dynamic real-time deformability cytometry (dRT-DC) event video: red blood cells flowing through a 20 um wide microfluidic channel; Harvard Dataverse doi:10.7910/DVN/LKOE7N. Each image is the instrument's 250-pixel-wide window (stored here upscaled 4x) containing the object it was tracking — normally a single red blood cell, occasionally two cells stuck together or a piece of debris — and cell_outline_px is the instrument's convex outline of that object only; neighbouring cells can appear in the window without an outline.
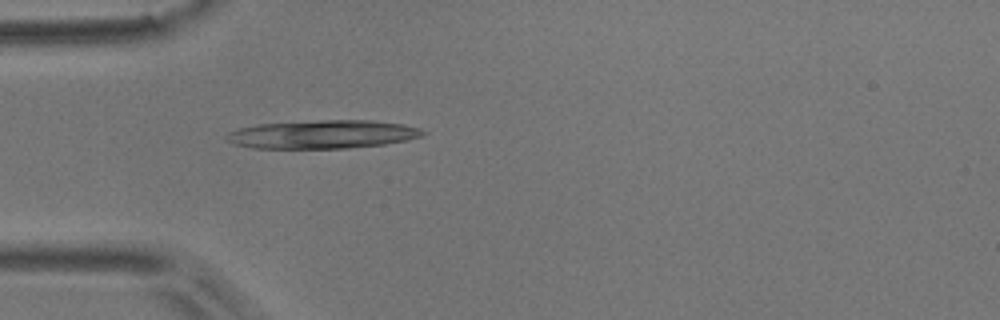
{"species": "common noctule bat (a hibernating species)", "species_latin": "Nyctalus noctula", "temperature_condition": "room temperature", "stored_images_in_passage": 3, "camera_frame_rate_fps": 3000, "um_per_image_px": 0.085, "animal": {"sex": "male", "body_mass_g": 17.9}, "frame": {"image": 1, "passage_image": 3, "time_ms": 0.667, "image_size_px": [1000, 320], "cell_outline_px": [[428, 132], [420, 136], [408, 140], [384, 144], [348, 148], [252, 148], [232, 144], [224, 136], [228, 132], [240, 128], [256, 124], [320, 120], [372, 120], [404, 124], [420, 128]], "centroid_in_image_um": [27.42, 11.41], "position_along_channel_um": 57.6, "area_um2": 32.66}}